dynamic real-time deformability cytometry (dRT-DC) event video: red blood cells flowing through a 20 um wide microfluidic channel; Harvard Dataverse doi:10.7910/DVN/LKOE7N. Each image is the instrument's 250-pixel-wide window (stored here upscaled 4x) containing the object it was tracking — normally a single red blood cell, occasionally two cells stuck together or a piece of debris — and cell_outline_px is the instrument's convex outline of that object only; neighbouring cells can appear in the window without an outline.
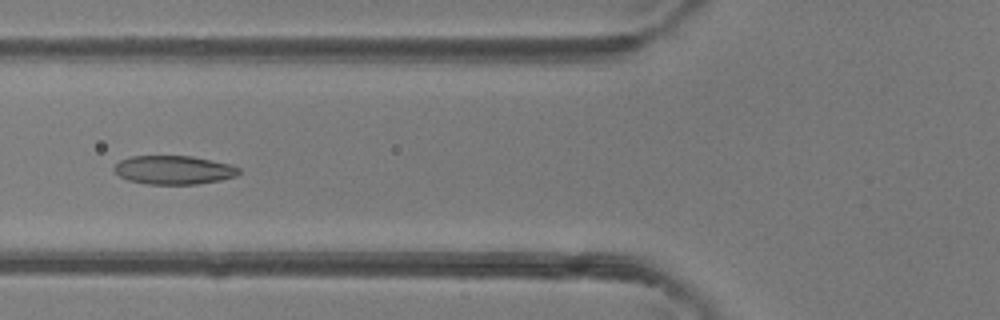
{"species": "common noctule bat (a hibernating species)", "species_latin": "Nyctalus noctula", "temperature_condition": "room temperature", "stored_images_in_passage": 46, "camera_frame_rate_fps": 3000, "um_per_image_px": 0.085, "animal": {"sex": "female"}, "frame": {"image": 1, "passage_image": 18, "time_ms": 5.667, "image_size_px": [1000, 320], "cell_outline_px": [[240, 172], [236, 176], [220, 180], [196, 184], [148, 184], [128, 180], [120, 176], [112, 168], [120, 160], [132, 156], [192, 156], [232, 164], [240, 168]], "centroid_in_image_um": [14.79, 14.44], "position_along_channel_um": 111.0, "area_um2": 20.87}}
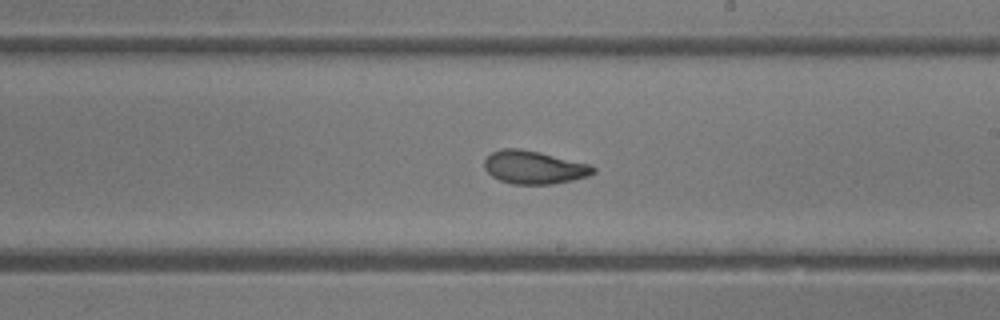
{"frame": {"image": 2, "passage_image": 27, "time_ms": 8.667, "image_size_px": [1000, 320], "cell_outline_px": [[596, 172], [588, 176], [572, 180], [552, 184], [512, 184], [500, 180], [492, 176], [484, 168], [484, 160], [492, 152], [504, 148], [520, 148], [540, 152], [592, 164], [596, 168]], "centroid_in_image_um": [45.42, 14.22], "position_along_channel_um": 243.6, "area_um2": 21.15}}
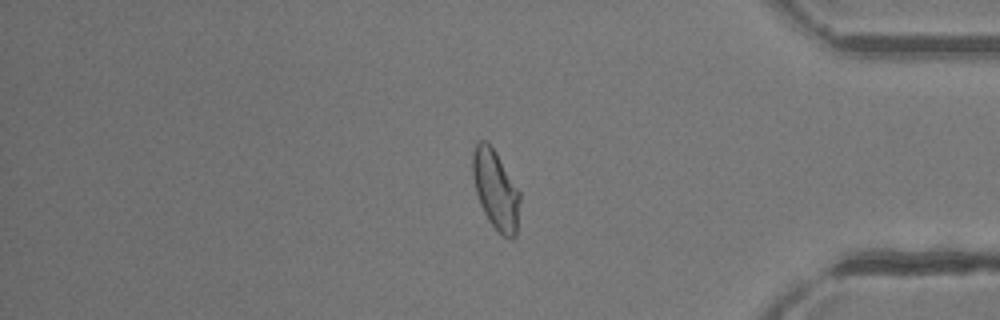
{"frame": {"image": 3, "passage_image": 39, "time_ms": 12.667, "image_size_px": [1000, 320], "cell_outline_px": [[520, 200], [516, 236], [512, 240], [504, 236], [488, 220], [480, 204], [476, 192], [472, 176], [472, 152], [476, 144], [480, 140], [484, 140], [496, 152], [520, 192]], "centroid_in_image_um": [42.13, 16.13], "position_along_channel_um": 393.1, "area_um2": 21.68}, "authors_computed_cell_mechanics": {"area_um2": 21.675, "velocity_mm_per_s": 4.4071, "shape_relaxation_time_tau1_ms": 3.3052, "shape_relaxation_time_tau2_ms": 1.4154, "deformation_change_tau1": 0.118, "deformation_change_tau2": 0.0594}}